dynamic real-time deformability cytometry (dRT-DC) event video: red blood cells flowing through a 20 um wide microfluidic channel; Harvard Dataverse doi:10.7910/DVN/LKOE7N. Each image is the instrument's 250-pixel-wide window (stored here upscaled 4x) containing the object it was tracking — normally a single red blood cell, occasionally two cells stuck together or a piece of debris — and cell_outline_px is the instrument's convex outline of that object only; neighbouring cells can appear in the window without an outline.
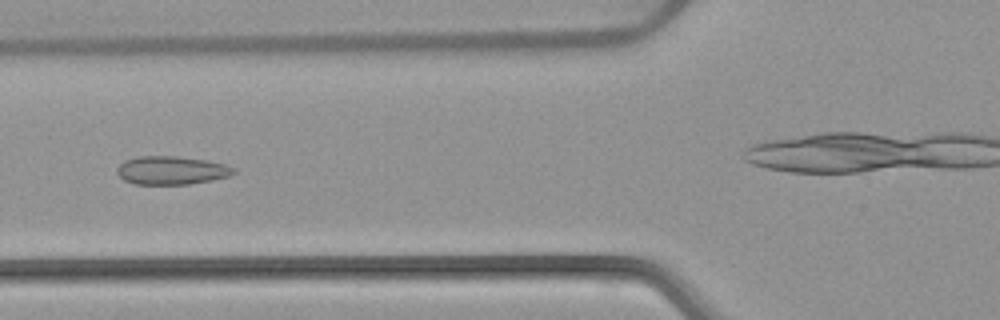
{"species": "common noctule bat (a hibernating species)", "species_latin": "Nyctalus noctula", "temperature_condition": "warm", "stored_images_in_passage": 49, "camera_frame_rate_fps": 3000, "um_per_image_px": 0.085, "animal": {"sex": "female", "body_mass_g": 22.7, "forearm_length_mm": 54.2}, "frame": {"image": 1, "passage_image": 16, "time_ms": 5.0, "image_size_px": [1000, 320], "cell_outline_px": [[236, 172], [228, 176], [212, 180], [188, 184], [136, 184], [124, 180], [116, 172], [116, 168], [124, 160], [136, 156], [176, 156], [208, 160], [224, 164], [236, 168]], "centroid_in_image_um": [14.57, 14.47], "position_along_channel_um": 111.2, "area_um2": 19.36}}
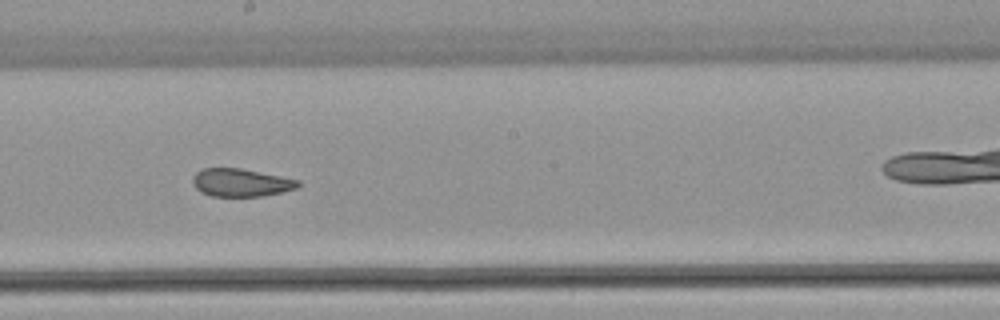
{"frame": {"image": 2, "passage_image": 25, "time_ms": 8.0, "image_size_px": [1000, 320], "cell_outline_px": [[300, 184], [296, 188], [280, 192], [260, 196], [212, 196], [200, 192], [192, 184], [192, 176], [200, 168], [240, 168], [300, 180]], "centroid_in_image_um": [20.42, 15.51], "position_along_channel_um": 227.8, "area_um2": 17.11}}
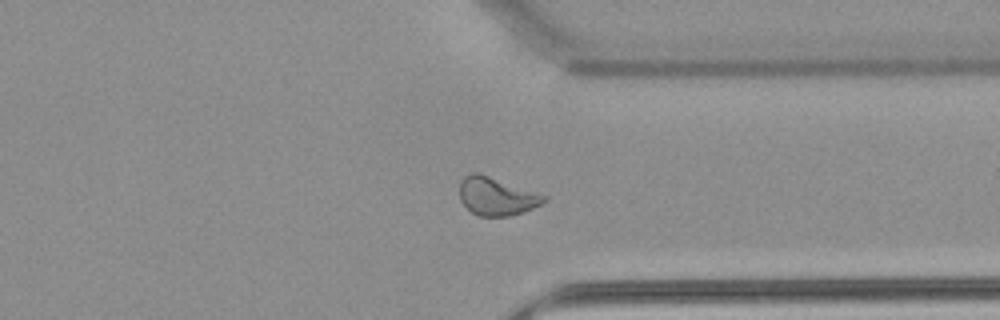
{"frame": {"image": 3, "passage_image": 36, "time_ms": 11.667, "image_size_px": [1000, 320], "cell_outline_px": [[548, 200], [532, 208], [508, 216], [476, 216], [460, 200], [460, 180], [464, 176], [472, 172], [480, 172], [548, 196]], "centroid_in_image_um": [42.19, 16.66], "position_along_channel_um": 369.2, "area_um2": 18.79}, "authors_computed_cell_mechanics": {"area_um2": 19.1896, "velocity_mm_per_s": 3.8843, "shape_relaxation_time_tau1_ms": null, "shape_relaxation_time_tau2_ms": 1.233, "deformation_change_tau1": null, "deformation_change_tau2": 0.0741}}